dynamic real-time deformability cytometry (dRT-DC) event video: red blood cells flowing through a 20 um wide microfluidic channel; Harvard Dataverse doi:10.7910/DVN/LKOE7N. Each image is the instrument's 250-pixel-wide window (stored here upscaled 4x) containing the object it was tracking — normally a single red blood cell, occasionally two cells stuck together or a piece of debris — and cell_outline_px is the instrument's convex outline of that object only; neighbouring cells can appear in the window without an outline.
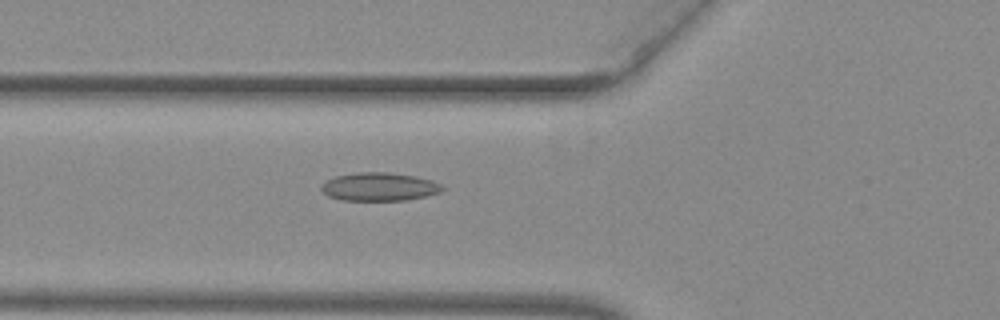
{"species": "common noctule bat (a hibernating species)", "species_latin": "Nyctalus noctula", "temperature_condition": "warm", "stored_images_in_passage": 54, "camera_frame_rate_fps": 3000, "um_per_image_px": 0.085, "animal": {"sex": "female", "body_mass_g": 29.2, "forearm_length_mm": 56.3}, "frame": {"image": 1, "passage_image": 21, "time_ms": 6.667, "image_size_px": [1000, 320], "cell_outline_px": [[444, 188], [440, 192], [424, 196], [404, 200], [340, 200], [328, 196], [320, 188], [328, 180], [336, 176], [356, 172], [388, 172], [416, 176], [432, 180], [440, 184]], "centroid_in_image_um": [32.24, 15.87], "position_along_channel_um": 93.6, "area_um2": 19.77}}
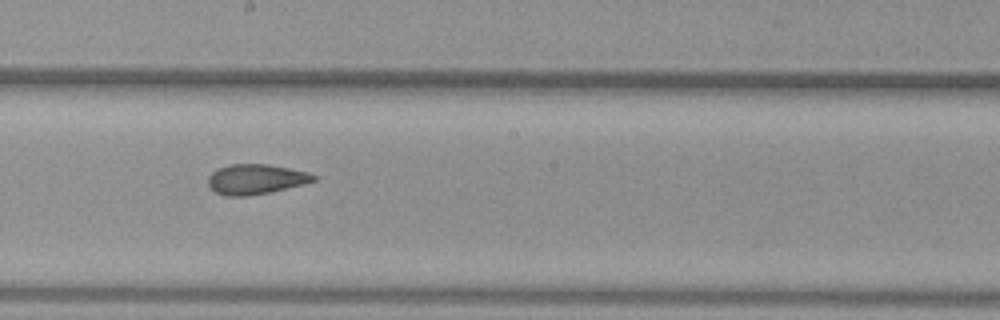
{"frame": {"image": 2, "passage_image": 31, "time_ms": 10.0, "image_size_px": [1000, 320], "cell_outline_px": [[316, 180], [304, 184], [268, 192], [248, 196], [228, 196], [216, 192], [208, 184], [208, 176], [212, 172], [228, 164], [268, 164], [308, 172], [316, 176]], "centroid_in_image_um": [21.73, 15.22], "position_along_channel_um": 226.5, "area_um2": 18.26}}
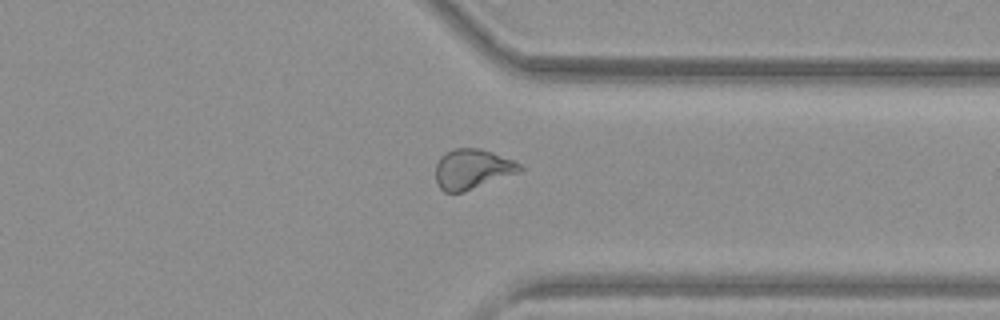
{"frame": {"image": 3, "passage_image": 42, "time_ms": 13.667, "image_size_px": [1000, 320], "cell_outline_px": [[524, 168], [520, 172], [464, 192], [444, 192], [436, 184], [436, 164], [440, 156], [452, 148], [480, 148], [492, 152], [512, 160], [520, 164]], "centroid_in_image_um": [40.13, 14.37], "position_along_channel_um": 371.3, "area_um2": 19.71}, "authors_computed_cell_mechanics": {"area_um2": 20.4034, "velocity_mm_per_s": 3.9679, "shape_relaxation_time_tau1_ms": null, "shape_relaxation_time_tau2_ms": 2.4678, "deformation_change_tau1": null, "deformation_change_tau2": 0.0968}}